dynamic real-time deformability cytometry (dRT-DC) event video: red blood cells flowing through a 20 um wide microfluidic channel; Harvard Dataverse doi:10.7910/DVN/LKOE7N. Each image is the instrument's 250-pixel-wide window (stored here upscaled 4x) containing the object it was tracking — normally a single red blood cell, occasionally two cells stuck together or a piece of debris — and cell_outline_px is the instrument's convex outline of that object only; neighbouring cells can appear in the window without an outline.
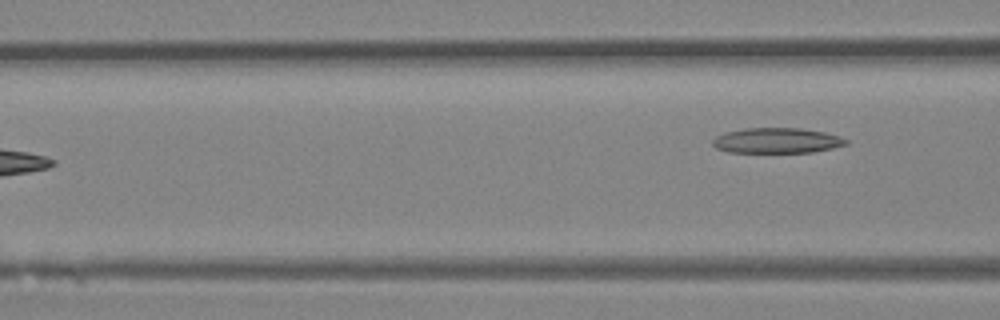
{"species": "Egyptian fruit bat (a non-hibernating species)", "species_latin": "Rousettus aegyptiacus", "temperature_condition": "room temperature", "stored_images_in_passage": 5, "camera_frame_rate_fps": 3000, "um_per_image_px": 0.085, "animal": {"sex": "female"}, "frame": {"image": 1, "passage_image": 5, "time_ms": 1.333, "image_size_px": [1000, 320], "cell_outline_px": [[848, 144], [832, 148], [812, 152], [728, 152], [716, 148], [712, 144], [712, 140], [716, 136], [724, 132], [744, 128], [800, 128], [824, 132], [840, 136], [848, 140]], "centroid_in_image_um": [66.02, 11.94], "position_along_channel_um": 100.6, "area_um2": 19.71}}